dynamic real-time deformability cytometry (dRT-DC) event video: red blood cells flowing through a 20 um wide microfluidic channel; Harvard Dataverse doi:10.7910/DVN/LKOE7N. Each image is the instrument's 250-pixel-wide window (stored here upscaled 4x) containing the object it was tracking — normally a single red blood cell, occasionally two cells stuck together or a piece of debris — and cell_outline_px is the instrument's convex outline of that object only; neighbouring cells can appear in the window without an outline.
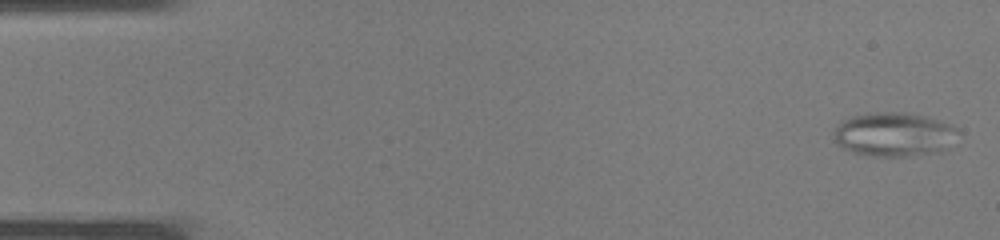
{"species": "common noctule bat (a hibernating species)", "species_latin": "Nyctalus noctula", "temperature_condition": "warm", "stored_images_in_passage": 37, "camera_frame_rate_fps": 3000, "um_per_image_px": 0.085, "animal": {"sex": "male", "body_mass_g": 19.0, "forearm_length_mm": 50.8}, "frame": {"image": 1, "passage_image": 1, "time_ms": 0.0, "image_size_px": [1000, 240], "cell_outline_px": [[960, 132], [944, 148], [936, 152], [908, 156], [876, 156], [852, 152], [836, 144], [836, 128], [844, 120], [852, 116], [868, 112], [912, 112], [940, 120], [952, 124]], "centroid_in_image_um": [76.01, 11.4], "position_along_channel_um": 9.0, "area_um2": 31.67}}
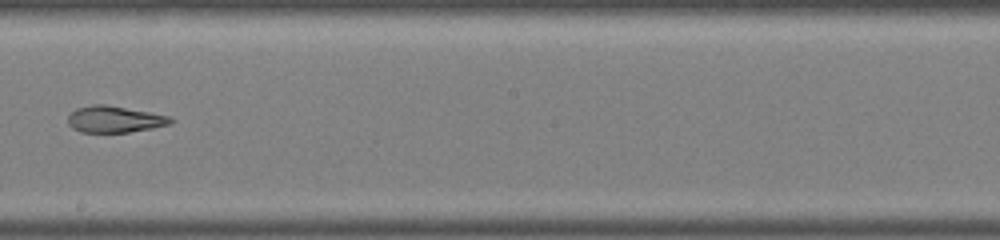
{"frame": {"image": 2, "passage_image": 21, "time_ms": 6.667, "image_size_px": [1000, 240], "cell_outline_px": [[176, 120], [172, 124], [152, 128], [128, 132], [80, 132], [72, 128], [68, 124], [68, 116], [76, 108], [92, 104], [104, 104], [172, 116]], "centroid_in_image_um": [9.77, 10.14], "position_along_channel_um": 238.4, "area_um2": 16.01}}
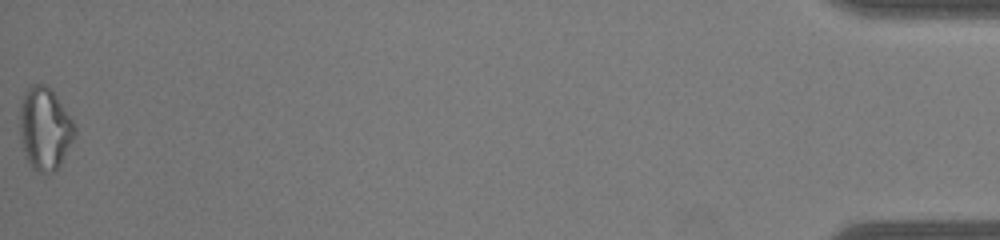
{"frame": {"image": 3, "passage_image": 37, "time_ms": 12.0, "image_size_px": [1000, 240], "cell_outline_px": [[76, 136], [60, 164], [52, 172], [40, 172], [32, 168], [28, 164], [24, 152], [20, 132], [20, 104], [24, 92], [32, 84], [48, 84], [52, 88], [72, 120], [76, 128]], "centroid_in_image_um": [3.81, 10.9], "position_along_channel_um": 431.4, "area_um2": 26.53}}